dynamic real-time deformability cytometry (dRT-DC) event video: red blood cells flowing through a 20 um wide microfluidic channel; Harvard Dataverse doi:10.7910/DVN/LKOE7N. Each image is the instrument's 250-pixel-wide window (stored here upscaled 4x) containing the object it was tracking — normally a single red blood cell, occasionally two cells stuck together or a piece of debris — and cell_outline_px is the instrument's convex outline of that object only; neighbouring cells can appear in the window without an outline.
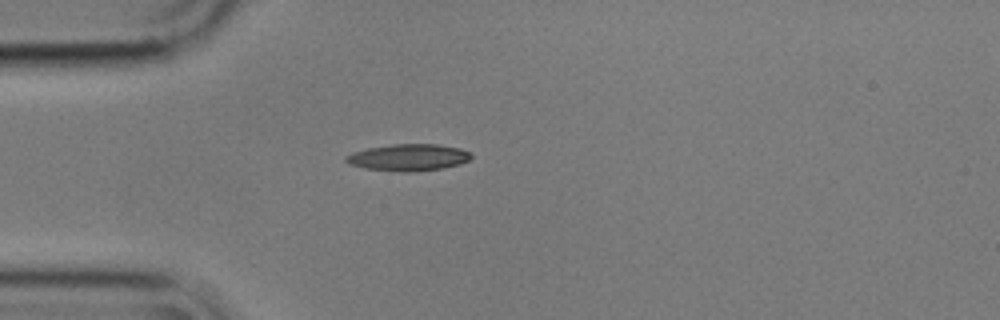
{"species": "common noctule bat (a hibernating species)", "species_latin": "Nyctalus noctula", "temperature_condition": "cold", "stored_images_in_passage": 42, "camera_frame_rate_fps": 3000, "um_per_image_px": 0.085, "animal": {"sex": "male", "body_mass_g": 17.9}, "frame": {"image": 1, "passage_image": 1, "time_ms": 0.0, "image_size_px": [1000, 320], "cell_outline_px": [[472, 156], [468, 160], [460, 164], [444, 168], [412, 172], [400, 172], [364, 168], [348, 164], [344, 160], [344, 156], [352, 152], [368, 148], [392, 144], [436, 144], [460, 148], [468, 152]], "centroid_in_image_um": [34.67, 13.39], "position_along_channel_um": 50.3, "area_um2": 19.65}}
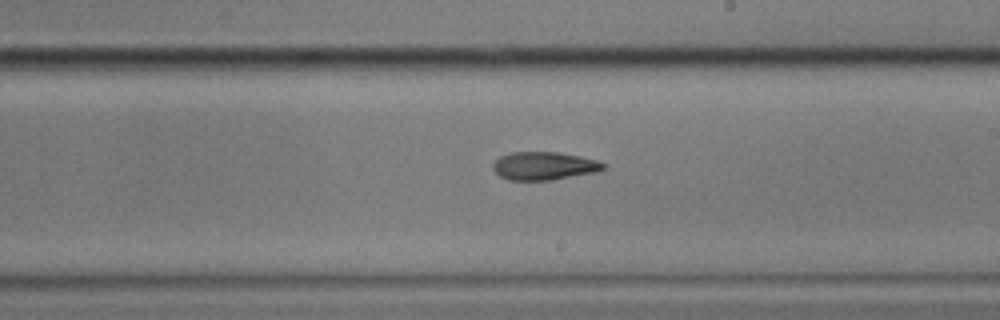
{"frame": {"image": 2, "passage_image": 18, "time_ms": 5.667, "image_size_px": [1000, 320], "cell_outline_px": [[604, 168], [596, 172], [552, 180], [508, 180], [500, 176], [492, 168], [492, 164], [500, 156], [512, 152], [560, 152], [580, 156], [596, 160], [604, 164]], "centroid_in_image_um": [46.22, 14.1], "position_along_channel_um": 242.8, "area_um2": 18.03}}
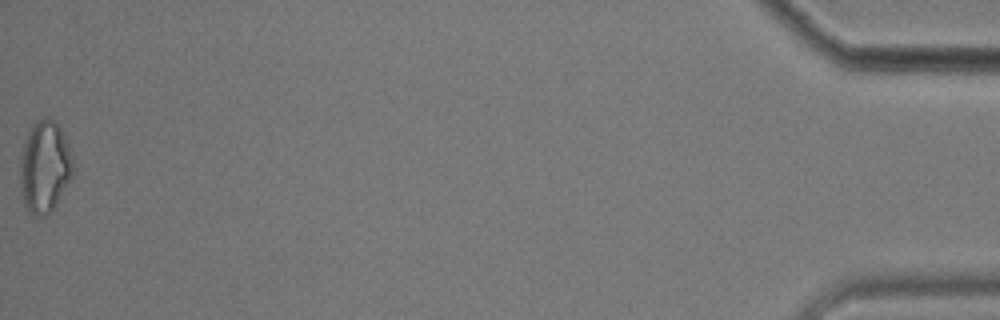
{"frame": {"image": 3, "passage_image": 42, "time_ms": 13.667, "image_size_px": [1000, 320], "cell_outline_px": [[76, 168], [72, 176], [56, 204], [44, 216], [36, 216], [24, 204], [20, 188], [20, 160], [24, 144], [28, 132], [36, 120], [44, 116], [48, 116], [60, 128], [72, 152]], "centroid_in_image_um": [3.82, 14.14], "position_along_channel_um": 431.4, "area_um2": 28.32}}